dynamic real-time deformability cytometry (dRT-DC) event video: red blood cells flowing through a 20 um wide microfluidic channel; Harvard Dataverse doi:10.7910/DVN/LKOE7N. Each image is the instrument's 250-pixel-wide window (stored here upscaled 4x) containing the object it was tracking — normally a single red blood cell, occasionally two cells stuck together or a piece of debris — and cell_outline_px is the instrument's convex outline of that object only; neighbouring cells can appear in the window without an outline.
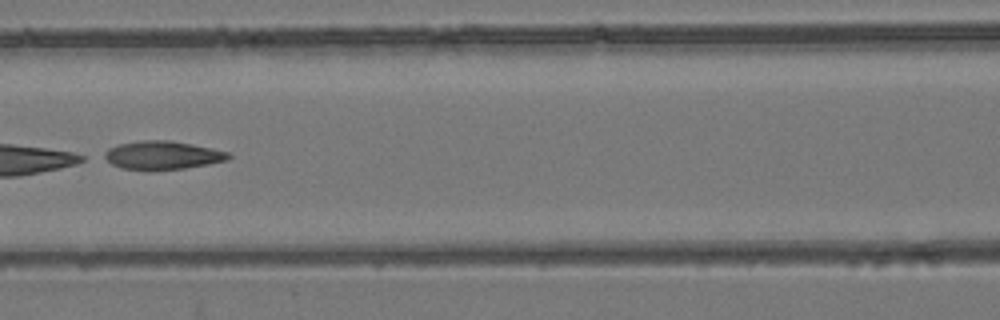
{"species": "common noctule bat (a hibernating species)", "species_latin": "Nyctalus noctula", "temperature_condition": "room temperature", "stored_images_in_passage": 7, "camera_frame_rate_fps": 3000, "um_per_image_px": 0.085, "animal": {"sex": "female", "body_mass_g": 24.6, "forearm_length_mm": 56.2}, "frame": {"image": 1, "passage_image": 7, "time_ms": 2.0, "image_size_px": [1000, 320], "cell_outline_px": [[232, 156], [228, 160], [208, 164], [184, 168], [152, 172], [120, 168], [112, 164], [100, 156], [108, 148], [120, 144], [140, 140], [172, 140], [232, 152]], "centroid_in_image_um": [13.79, 13.21], "position_along_channel_um": 152.8, "area_um2": 21.21}}